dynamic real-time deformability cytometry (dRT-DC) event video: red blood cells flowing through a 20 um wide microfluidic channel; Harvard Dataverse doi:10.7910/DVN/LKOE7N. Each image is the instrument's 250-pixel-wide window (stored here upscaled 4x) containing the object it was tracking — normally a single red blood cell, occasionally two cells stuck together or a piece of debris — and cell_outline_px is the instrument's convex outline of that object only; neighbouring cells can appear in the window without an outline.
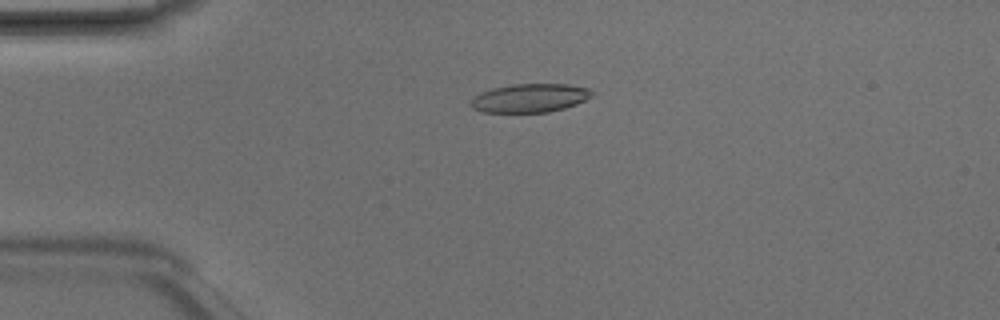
{"species": "Egyptian fruit bat (a non-hibernating species)", "species_latin": "Rousettus aegyptiacus", "temperature_condition": "room temperature", "stored_images_in_passage": 5, "camera_frame_rate_fps": 3000, "um_per_image_px": 0.085, "animal": {"sex": "male"}, "frame": {"image": 1, "passage_image": 4, "time_ms": 1.0, "image_size_px": [1000, 320], "cell_outline_px": [[592, 96], [576, 104], [564, 108], [548, 112], [484, 112], [472, 108], [472, 100], [476, 96], [492, 88], [512, 84], [568, 84], [592, 88]], "centroid_in_image_um": [45.1, 8.32], "position_along_channel_um": 39.9, "area_um2": 20.0}}